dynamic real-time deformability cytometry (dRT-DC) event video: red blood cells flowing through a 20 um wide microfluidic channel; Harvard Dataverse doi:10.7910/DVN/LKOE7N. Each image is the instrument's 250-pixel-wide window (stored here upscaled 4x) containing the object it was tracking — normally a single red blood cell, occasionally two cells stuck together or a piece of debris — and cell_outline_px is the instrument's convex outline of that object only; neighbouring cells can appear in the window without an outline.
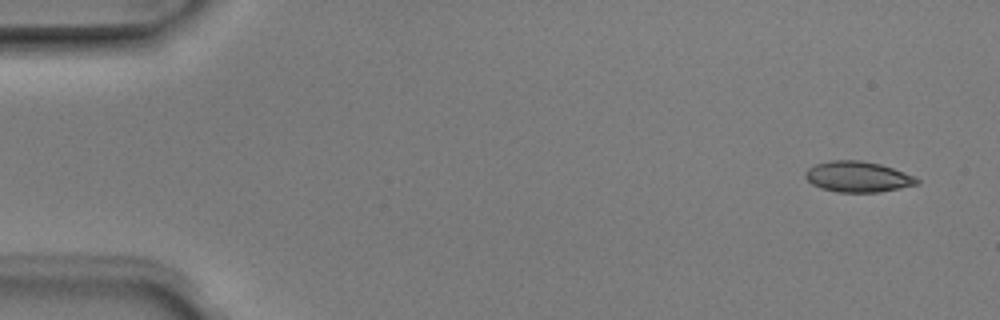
{"species": "Egyptian fruit bat (a non-hibernating species)", "species_latin": "Rousettus aegyptiacus", "temperature_condition": "room temperature", "stored_images_in_passage": 5, "camera_frame_rate_fps": 3000, "um_per_image_px": 0.085, "animal": {"sex": "male"}, "frame": {"image": 1, "passage_image": 1, "time_ms": 0.0, "image_size_px": [1000, 320], "cell_outline_px": [[920, 184], [880, 192], [836, 192], [820, 188], [812, 184], [804, 176], [804, 172], [808, 168], [816, 164], [832, 160], [860, 160], [880, 164], [916, 176], [920, 180]], "centroid_in_image_um": [72.93, 15.03], "position_along_channel_um": 12.1, "area_um2": 20.11}}
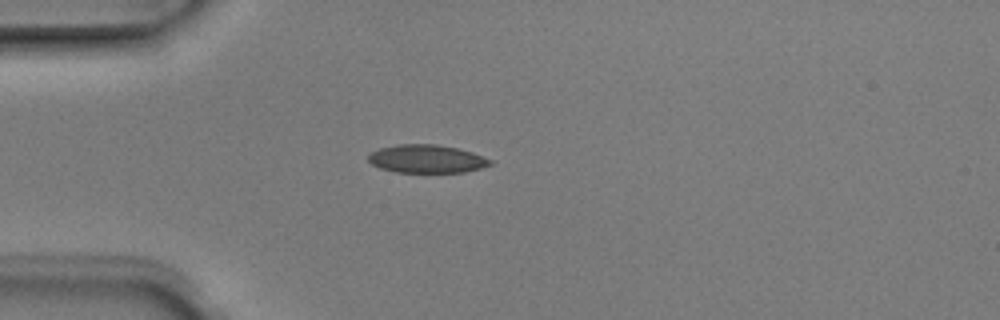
{"frame": {"image": 2, "passage_image": 4, "time_ms": 1.0, "image_size_px": [1000, 320], "cell_outline_px": [[492, 164], [480, 168], [464, 172], [396, 172], [380, 168], [372, 164], [368, 160], [368, 156], [372, 152], [380, 148], [400, 144], [436, 144], [456, 148], [472, 152], [492, 160]], "centroid_in_image_um": [36.27, 13.5], "position_along_channel_um": 48.7, "area_um2": 19.83}}